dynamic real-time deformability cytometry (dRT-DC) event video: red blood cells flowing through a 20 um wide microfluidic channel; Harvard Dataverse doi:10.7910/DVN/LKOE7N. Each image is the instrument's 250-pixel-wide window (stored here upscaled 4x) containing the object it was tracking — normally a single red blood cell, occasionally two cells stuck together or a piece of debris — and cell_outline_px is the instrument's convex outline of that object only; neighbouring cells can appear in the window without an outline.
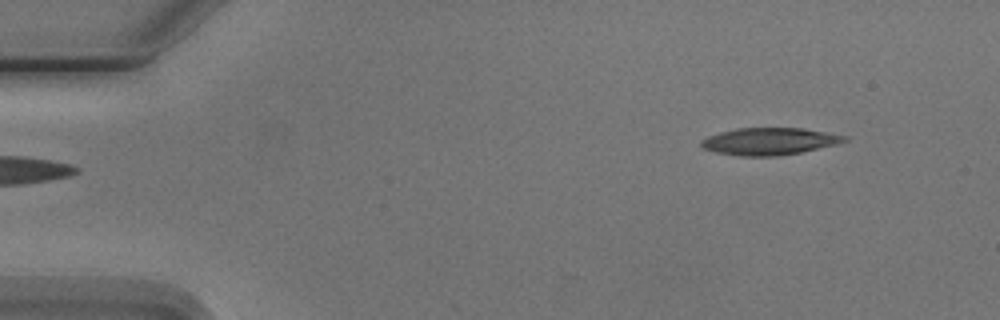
{"species": "Egyptian fruit bat (a non-hibernating species)", "species_latin": "Rousettus aegyptiacus", "temperature_condition": "cold", "stored_images_in_passage": 4, "segment_of_instrument_passage": [2, 2], "camera_frame_rate_fps": 3000, "um_per_image_px": 0.085, "animal": {"sex": "male"}, "frame": {"image": 1, "passage_image": 4, "time_ms": 4.667, "image_size_px": [1000, 320], "cell_outline_px": [[848, 140], [800, 152], [780, 156], [740, 156], [716, 152], [704, 148], [700, 144], [700, 140], [708, 136], [720, 132], [736, 128], [800, 128], [848, 136]], "centroid_in_image_um": [65.33, 12.01], "position_along_channel_um": 19.7, "area_um2": 22.31}}